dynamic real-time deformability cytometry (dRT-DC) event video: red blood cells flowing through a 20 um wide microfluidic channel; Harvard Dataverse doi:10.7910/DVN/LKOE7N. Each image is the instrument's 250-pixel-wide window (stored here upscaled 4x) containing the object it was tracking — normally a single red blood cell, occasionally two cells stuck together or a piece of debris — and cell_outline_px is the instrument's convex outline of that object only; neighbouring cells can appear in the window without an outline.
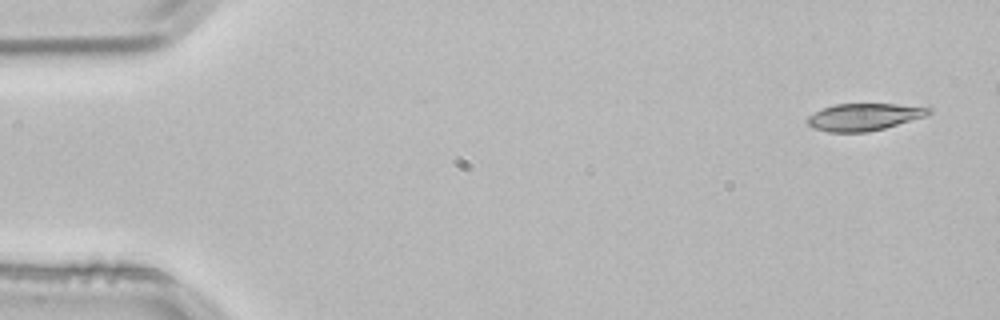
{"species": "common noctule bat (a hibernating species)", "species_latin": "Nyctalus noctula", "temperature_condition": "room temperature", "stored_images_in_passage": 2, "segment_of_instrument_passage": [2, 2], "camera_frame_rate_fps": 3000, "um_per_image_px": 0.085, "animal": {"sex": "male", "body_mass_g": 21.5, "forearm_length_mm": 52.0}, "frame": {"image": 1, "passage_image": 2, "time_ms": 0.333, "image_size_px": [1000, 320], "cell_outline_px": [[932, 112], [924, 116], [884, 128], [868, 132], [828, 132], [812, 128], [804, 120], [808, 116], [824, 108], [836, 104], [896, 104], [932, 108]], "centroid_in_image_um": [73.39, 9.94], "position_along_channel_um": 11.6, "area_um2": 19.02}}